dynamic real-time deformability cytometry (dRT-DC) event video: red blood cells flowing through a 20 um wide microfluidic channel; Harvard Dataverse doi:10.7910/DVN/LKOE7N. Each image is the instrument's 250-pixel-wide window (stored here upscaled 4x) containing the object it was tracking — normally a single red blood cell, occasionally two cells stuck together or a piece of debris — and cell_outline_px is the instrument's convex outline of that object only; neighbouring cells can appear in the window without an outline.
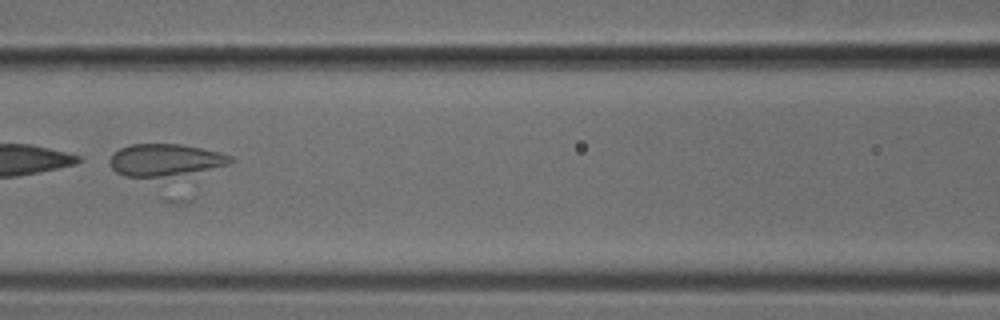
{"species": "common noctule bat (a hibernating species)", "species_latin": "Nyctalus noctula", "temperature_condition": "cold", "stored_images_in_passage": 8, "camera_frame_rate_fps": 3000, "um_per_image_px": 0.085, "animal": {"sex": "male", "body_mass_g": 18.8}, "frame": {"image": 1, "passage_image": 6, "time_ms": 1.667, "image_size_px": [1000, 320], "cell_outline_px": [[236, 160], [228, 164], [208, 168], [164, 176], [124, 176], [116, 172], [112, 168], [108, 160], [112, 152], [120, 148], [132, 144], [180, 144], [220, 152], [232, 156]], "centroid_in_image_um": [13.97, 13.57], "position_along_channel_um": 152.6, "area_um2": 22.14}}